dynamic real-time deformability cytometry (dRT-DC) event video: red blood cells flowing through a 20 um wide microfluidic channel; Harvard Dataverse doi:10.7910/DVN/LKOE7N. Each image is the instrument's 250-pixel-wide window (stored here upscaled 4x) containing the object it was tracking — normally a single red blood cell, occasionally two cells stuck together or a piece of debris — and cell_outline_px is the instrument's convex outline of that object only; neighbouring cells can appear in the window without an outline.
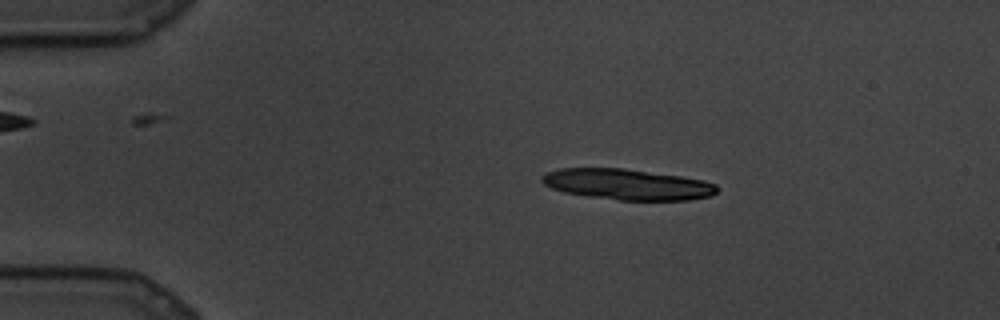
{"species": "common noctule bat (a hibernating species)", "species_latin": "Nyctalus noctula", "temperature_condition": "cold", "stored_images_in_passage": 22, "camera_frame_rate_fps": 3000, "um_per_image_px": 0.085, "animal": {"sex": "male", "body_mass_g": 19.5, "forearm_length_mm": 54.6}, "frame": {"image": 1, "passage_image": 11, "time_ms": 3.333, "image_size_px": [1000, 320], "cell_outline_px": [[720, 188], [712, 196], [688, 200], [620, 200], [588, 196], [564, 192], [552, 188], [544, 184], [540, 180], [540, 176], [548, 172], [560, 168], [624, 168], [680, 176], [704, 180], [716, 184]], "centroid_in_image_um": [53.34, 15.67], "position_along_channel_um": 31.7, "area_um2": 31.5}}